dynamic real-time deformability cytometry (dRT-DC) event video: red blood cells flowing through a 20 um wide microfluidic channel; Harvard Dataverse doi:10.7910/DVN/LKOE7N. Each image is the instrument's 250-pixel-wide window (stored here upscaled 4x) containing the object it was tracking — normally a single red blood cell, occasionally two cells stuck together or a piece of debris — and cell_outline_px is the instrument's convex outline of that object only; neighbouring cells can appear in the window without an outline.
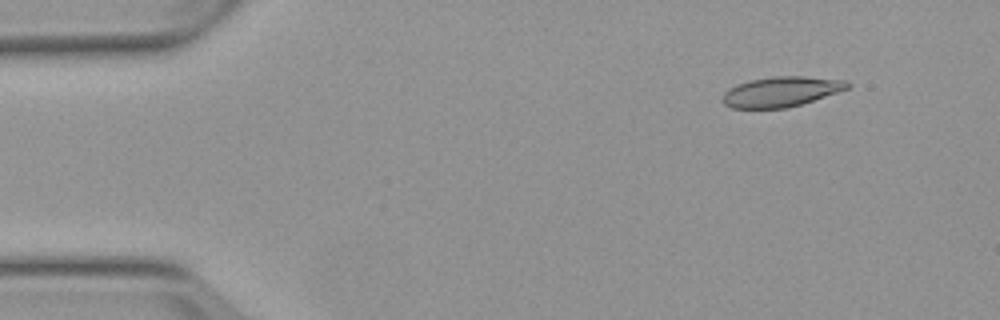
{"species": "Egyptian fruit bat (a non-hibernating species)", "species_latin": "Rousettus aegyptiacus", "temperature_condition": "warm", "stored_images_in_passage": 4, "camera_frame_rate_fps": 3000, "um_per_image_px": 0.085, "animal": {"sex": "female"}, "frame": {"image": 1, "passage_image": 2, "time_ms": 1.333, "image_size_px": [1000, 320], "cell_outline_px": [[852, 84], [848, 88], [788, 108], [732, 108], [724, 104], [720, 100], [724, 92], [728, 88], [736, 84], [752, 80], [772, 76], [804, 76], [848, 80]], "centroid_in_image_um": [66.36, 7.78], "position_along_channel_um": 18.6, "area_um2": 21.91}}